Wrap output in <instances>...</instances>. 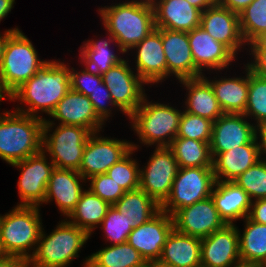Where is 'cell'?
Here are the masks:
<instances>
[{
  "instance_id": "d6a6232c",
  "label": "cell",
  "mask_w": 266,
  "mask_h": 267,
  "mask_svg": "<svg viewBox=\"0 0 266 267\" xmlns=\"http://www.w3.org/2000/svg\"><path fill=\"white\" fill-rule=\"evenodd\" d=\"M135 228L154 217L160 211V205L140 187L125 192V194L113 205Z\"/></svg>"
},
{
  "instance_id": "1f68e13d",
  "label": "cell",
  "mask_w": 266,
  "mask_h": 267,
  "mask_svg": "<svg viewBox=\"0 0 266 267\" xmlns=\"http://www.w3.org/2000/svg\"><path fill=\"white\" fill-rule=\"evenodd\" d=\"M140 253L128 242L107 245L83 259L82 267H143Z\"/></svg>"
},
{
  "instance_id": "9f6ffc18",
  "label": "cell",
  "mask_w": 266,
  "mask_h": 267,
  "mask_svg": "<svg viewBox=\"0 0 266 267\" xmlns=\"http://www.w3.org/2000/svg\"><path fill=\"white\" fill-rule=\"evenodd\" d=\"M8 258L7 255L5 254L3 248H2V245H1V239H0V261L4 260Z\"/></svg>"
},
{
  "instance_id": "ee69618b",
  "label": "cell",
  "mask_w": 266,
  "mask_h": 267,
  "mask_svg": "<svg viewBox=\"0 0 266 267\" xmlns=\"http://www.w3.org/2000/svg\"><path fill=\"white\" fill-rule=\"evenodd\" d=\"M92 102L97 116L106 124L112 116L113 107L120 111L113 103L108 87L103 83L98 84L96 89L88 96Z\"/></svg>"
},
{
  "instance_id": "db71d44e",
  "label": "cell",
  "mask_w": 266,
  "mask_h": 267,
  "mask_svg": "<svg viewBox=\"0 0 266 267\" xmlns=\"http://www.w3.org/2000/svg\"><path fill=\"white\" fill-rule=\"evenodd\" d=\"M0 267H25V264L16 259L6 258L0 261Z\"/></svg>"
},
{
  "instance_id": "8fae6325",
  "label": "cell",
  "mask_w": 266,
  "mask_h": 267,
  "mask_svg": "<svg viewBox=\"0 0 266 267\" xmlns=\"http://www.w3.org/2000/svg\"><path fill=\"white\" fill-rule=\"evenodd\" d=\"M11 166L16 167L20 172L17 182L20 202H17V206L41 208L46 197L47 184L55 168L53 162L41 150Z\"/></svg>"
},
{
  "instance_id": "4dcf8cb0",
  "label": "cell",
  "mask_w": 266,
  "mask_h": 267,
  "mask_svg": "<svg viewBox=\"0 0 266 267\" xmlns=\"http://www.w3.org/2000/svg\"><path fill=\"white\" fill-rule=\"evenodd\" d=\"M111 205L99 196L85 189L75 207L66 218L71 224L85 230L90 236L106 216Z\"/></svg>"
},
{
  "instance_id": "f6af8a7d",
  "label": "cell",
  "mask_w": 266,
  "mask_h": 267,
  "mask_svg": "<svg viewBox=\"0 0 266 267\" xmlns=\"http://www.w3.org/2000/svg\"><path fill=\"white\" fill-rule=\"evenodd\" d=\"M246 51L249 52L247 55H251V61L246 63L249 70L266 79V48H247Z\"/></svg>"
},
{
  "instance_id": "7a4b0ae2",
  "label": "cell",
  "mask_w": 266,
  "mask_h": 267,
  "mask_svg": "<svg viewBox=\"0 0 266 267\" xmlns=\"http://www.w3.org/2000/svg\"><path fill=\"white\" fill-rule=\"evenodd\" d=\"M104 30L115 39L127 55L135 45L148 36L155 27L154 9L151 1L125 0L98 8Z\"/></svg>"
},
{
  "instance_id": "603a6c76",
  "label": "cell",
  "mask_w": 266,
  "mask_h": 267,
  "mask_svg": "<svg viewBox=\"0 0 266 267\" xmlns=\"http://www.w3.org/2000/svg\"><path fill=\"white\" fill-rule=\"evenodd\" d=\"M162 45L167 62V79L199 78L203 74L195 67L188 40V32L162 28Z\"/></svg>"
},
{
  "instance_id": "9c48e42d",
  "label": "cell",
  "mask_w": 266,
  "mask_h": 267,
  "mask_svg": "<svg viewBox=\"0 0 266 267\" xmlns=\"http://www.w3.org/2000/svg\"><path fill=\"white\" fill-rule=\"evenodd\" d=\"M215 183L213 168H178L171 192L160 210L172 216L177 210L210 197Z\"/></svg>"
},
{
  "instance_id": "52a82bcc",
  "label": "cell",
  "mask_w": 266,
  "mask_h": 267,
  "mask_svg": "<svg viewBox=\"0 0 266 267\" xmlns=\"http://www.w3.org/2000/svg\"><path fill=\"white\" fill-rule=\"evenodd\" d=\"M38 55L32 41L21 29L8 37L0 63V93L5 98L49 61L41 60Z\"/></svg>"
},
{
  "instance_id": "ac0fdd59",
  "label": "cell",
  "mask_w": 266,
  "mask_h": 267,
  "mask_svg": "<svg viewBox=\"0 0 266 267\" xmlns=\"http://www.w3.org/2000/svg\"><path fill=\"white\" fill-rule=\"evenodd\" d=\"M133 49V50H132ZM131 50L134 53L133 69L149 85L167 80V62L162 45V28L154 29ZM133 51V52H132Z\"/></svg>"
},
{
  "instance_id": "c3c4849f",
  "label": "cell",
  "mask_w": 266,
  "mask_h": 267,
  "mask_svg": "<svg viewBox=\"0 0 266 267\" xmlns=\"http://www.w3.org/2000/svg\"><path fill=\"white\" fill-rule=\"evenodd\" d=\"M256 139L259 146L260 159L266 161V124L257 126Z\"/></svg>"
},
{
  "instance_id": "4fadbf2b",
  "label": "cell",
  "mask_w": 266,
  "mask_h": 267,
  "mask_svg": "<svg viewBox=\"0 0 266 267\" xmlns=\"http://www.w3.org/2000/svg\"><path fill=\"white\" fill-rule=\"evenodd\" d=\"M100 132L91 133L84 148L78 172L85 180L106 173L132 149L129 140L104 137Z\"/></svg>"
},
{
  "instance_id": "8992f818",
  "label": "cell",
  "mask_w": 266,
  "mask_h": 267,
  "mask_svg": "<svg viewBox=\"0 0 266 267\" xmlns=\"http://www.w3.org/2000/svg\"><path fill=\"white\" fill-rule=\"evenodd\" d=\"M147 97L146 95L142 104L128 117L131 130L138 137L140 146H169L177 137L183 110L176 106L174 108L171 103L149 102Z\"/></svg>"
},
{
  "instance_id": "f5cc1de1",
  "label": "cell",
  "mask_w": 266,
  "mask_h": 267,
  "mask_svg": "<svg viewBox=\"0 0 266 267\" xmlns=\"http://www.w3.org/2000/svg\"><path fill=\"white\" fill-rule=\"evenodd\" d=\"M248 48H266V31L262 32L252 42L247 45Z\"/></svg>"
},
{
  "instance_id": "60d3db41",
  "label": "cell",
  "mask_w": 266,
  "mask_h": 267,
  "mask_svg": "<svg viewBox=\"0 0 266 267\" xmlns=\"http://www.w3.org/2000/svg\"><path fill=\"white\" fill-rule=\"evenodd\" d=\"M213 121L183 110L177 137L210 142Z\"/></svg>"
},
{
  "instance_id": "44dd1931",
  "label": "cell",
  "mask_w": 266,
  "mask_h": 267,
  "mask_svg": "<svg viewBox=\"0 0 266 267\" xmlns=\"http://www.w3.org/2000/svg\"><path fill=\"white\" fill-rule=\"evenodd\" d=\"M200 26L216 41L226 45L237 57L247 49L240 31L239 15L217 3L201 13ZM243 48V49H242Z\"/></svg>"
},
{
  "instance_id": "7dc6e473",
  "label": "cell",
  "mask_w": 266,
  "mask_h": 267,
  "mask_svg": "<svg viewBox=\"0 0 266 267\" xmlns=\"http://www.w3.org/2000/svg\"><path fill=\"white\" fill-rule=\"evenodd\" d=\"M253 1L254 0H217V4L239 15Z\"/></svg>"
},
{
  "instance_id": "5bb4252c",
  "label": "cell",
  "mask_w": 266,
  "mask_h": 267,
  "mask_svg": "<svg viewBox=\"0 0 266 267\" xmlns=\"http://www.w3.org/2000/svg\"><path fill=\"white\" fill-rule=\"evenodd\" d=\"M174 229L182 234L205 238L223 228L226 223L220 217L212 197L177 210L173 215Z\"/></svg>"
},
{
  "instance_id": "74e56055",
  "label": "cell",
  "mask_w": 266,
  "mask_h": 267,
  "mask_svg": "<svg viewBox=\"0 0 266 267\" xmlns=\"http://www.w3.org/2000/svg\"><path fill=\"white\" fill-rule=\"evenodd\" d=\"M240 31L248 45L266 31V0H254L239 14Z\"/></svg>"
},
{
  "instance_id": "277c9868",
  "label": "cell",
  "mask_w": 266,
  "mask_h": 267,
  "mask_svg": "<svg viewBox=\"0 0 266 267\" xmlns=\"http://www.w3.org/2000/svg\"><path fill=\"white\" fill-rule=\"evenodd\" d=\"M40 211L37 206L16 205L1 214L0 239L8 258L26 264L32 257L43 228Z\"/></svg>"
},
{
  "instance_id": "cb8c5ba5",
  "label": "cell",
  "mask_w": 266,
  "mask_h": 267,
  "mask_svg": "<svg viewBox=\"0 0 266 267\" xmlns=\"http://www.w3.org/2000/svg\"><path fill=\"white\" fill-rule=\"evenodd\" d=\"M155 27L189 32L200 26L201 11L186 0H152Z\"/></svg>"
},
{
  "instance_id": "681fc988",
  "label": "cell",
  "mask_w": 266,
  "mask_h": 267,
  "mask_svg": "<svg viewBox=\"0 0 266 267\" xmlns=\"http://www.w3.org/2000/svg\"><path fill=\"white\" fill-rule=\"evenodd\" d=\"M15 0H0V22L5 19L14 8Z\"/></svg>"
},
{
  "instance_id": "ab89813d",
  "label": "cell",
  "mask_w": 266,
  "mask_h": 267,
  "mask_svg": "<svg viewBox=\"0 0 266 267\" xmlns=\"http://www.w3.org/2000/svg\"><path fill=\"white\" fill-rule=\"evenodd\" d=\"M98 228L103 230L104 241H107L110 245L127 242L128 235L133 230L130 226V221L114 206H111L108 210Z\"/></svg>"
},
{
  "instance_id": "91938a15",
  "label": "cell",
  "mask_w": 266,
  "mask_h": 267,
  "mask_svg": "<svg viewBox=\"0 0 266 267\" xmlns=\"http://www.w3.org/2000/svg\"><path fill=\"white\" fill-rule=\"evenodd\" d=\"M157 267H167V266L157 264Z\"/></svg>"
},
{
  "instance_id": "7c38bea8",
  "label": "cell",
  "mask_w": 266,
  "mask_h": 267,
  "mask_svg": "<svg viewBox=\"0 0 266 267\" xmlns=\"http://www.w3.org/2000/svg\"><path fill=\"white\" fill-rule=\"evenodd\" d=\"M152 153L140 167V188L161 205L171 192L179 167L168 146L155 147Z\"/></svg>"
},
{
  "instance_id": "816d5d0a",
  "label": "cell",
  "mask_w": 266,
  "mask_h": 267,
  "mask_svg": "<svg viewBox=\"0 0 266 267\" xmlns=\"http://www.w3.org/2000/svg\"><path fill=\"white\" fill-rule=\"evenodd\" d=\"M20 30V28H18L17 26L14 28H10V29H5V31L2 33L0 32V63L3 57V52H4V47L6 44V41L8 39V37L14 32Z\"/></svg>"
},
{
  "instance_id": "484cf974",
  "label": "cell",
  "mask_w": 266,
  "mask_h": 267,
  "mask_svg": "<svg viewBox=\"0 0 266 267\" xmlns=\"http://www.w3.org/2000/svg\"><path fill=\"white\" fill-rule=\"evenodd\" d=\"M186 89L184 111L215 122L224 114L210 83L202 76L177 81Z\"/></svg>"
},
{
  "instance_id": "3957f363",
  "label": "cell",
  "mask_w": 266,
  "mask_h": 267,
  "mask_svg": "<svg viewBox=\"0 0 266 267\" xmlns=\"http://www.w3.org/2000/svg\"><path fill=\"white\" fill-rule=\"evenodd\" d=\"M1 111V110H0ZM44 119L0 112V159L12 165L42 150Z\"/></svg>"
},
{
  "instance_id": "9a60e30c",
  "label": "cell",
  "mask_w": 266,
  "mask_h": 267,
  "mask_svg": "<svg viewBox=\"0 0 266 267\" xmlns=\"http://www.w3.org/2000/svg\"><path fill=\"white\" fill-rule=\"evenodd\" d=\"M173 229L172 216L160 210L148 222L133 228L127 242L140 253L146 263H157Z\"/></svg>"
},
{
  "instance_id": "f35d334b",
  "label": "cell",
  "mask_w": 266,
  "mask_h": 267,
  "mask_svg": "<svg viewBox=\"0 0 266 267\" xmlns=\"http://www.w3.org/2000/svg\"><path fill=\"white\" fill-rule=\"evenodd\" d=\"M251 201L266 198V161L260 160L248 168L235 181Z\"/></svg>"
},
{
  "instance_id": "d590c367",
  "label": "cell",
  "mask_w": 266,
  "mask_h": 267,
  "mask_svg": "<svg viewBox=\"0 0 266 267\" xmlns=\"http://www.w3.org/2000/svg\"><path fill=\"white\" fill-rule=\"evenodd\" d=\"M131 146L132 149L106 172L125 192L140 187V164L132 158L140 146L132 141Z\"/></svg>"
},
{
  "instance_id": "83f0119b",
  "label": "cell",
  "mask_w": 266,
  "mask_h": 267,
  "mask_svg": "<svg viewBox=\"0 0 266 267\" xmlns=\"http://www.w3.org/2000/svg\"><path fill=\"white\" fill-rule=\"evenodd\" d=\"M157 264L167 267H201V239L173 229Z\"/></svg>"
},
{
  "instance_id": "6da1fadb",
  "label": "cell",
  "mask_w": 266,
  "mask_h": 267,
  "mask_svg": "<svg viewBox=\"0 0 266 267\" xmlns=\"http://www.w3.org/2000/svg\"><path fill=\"white\" fill-rule=\"evenodd\" d=\"M70 89L69 63L66 64L60 59H52L7 99L20 103L16 105V108L14 107L15 111L45 119L44 113L49 117Z\"/></svg>"
},
{
  "instance_id": "11a10c76",
  "label": "cell",
  "mask_w": 266,
  "mask_h": 267,
  "mask_svg": "<svg viewBox=\"0 0 266 267\" xmlns=\"http://www.w3.org/2000/svg\"><path fill=\"white\" fill-rule=\"evenodd\" d=\"M232 267H264V266L258 263H251L240 260L239 262L235 263Z\"/></svg>"
},
{
  "instance_id": "7bdbcfd3",
  "label": "cell",
  "mask_w": 266,
  "mask_h": 267,
  "mask_svg": "<svg viewBox=\"0 0 266 267\" xmlns=\"http://www.w3.org/2000/svg\"><path fill=\"white\" fill-rule=\"evenodd\" d=\"M77 70L70 66L71 89L88 97L102 82V75L86 67Z\"/></svg>"
},
{
  "instance_id": "d6986e66",
  "label": "cell",
  "mask_w": 266,
  "mask_h": 267,
  "mask_svg": "<svg viewBox=\"0 0 266 267\" xmlns=\"http://www.w3.org/2000/svg\"><path fill=\"white\" fill-rule=\"evenodd\" d=\"M57 121L58 124L86 128L90 133L104 132L106 125L95 113L89 97L72 89L58 102L49 118L44 119V123L57 124Z\"/></svg>"
},
{
  "instance_id": "ba28073f",
  "label": "cell",
  "mask_w": 266,
  "mask_h": 267,
  "mask_svg": "<svg viewBox=\"0 0 266 267\" xmlns=\"http://www.w3.org/2000/svg\"><path fill=\"white\" fill-rule=\"evenodd\" d=\"M90 134L80 126L44 123L42 151L56 168L78 171Z\"/></svg>"
},
{
  "instance_id": "5b68a950",
  "label": "cell",
  "mask_w": 266,
  "mask_h": 267,
  "mask_svg": "<svg viewBox=\"0 0 266 267\" xmlns=\"http://www.w3.org/2000/svg\"><path fill=\"white\" fill-rule=\"evenodd\" d=\"M91 236L83 229L62 219L46 233L41 230L36 250L25 267H68L73 259L79 258V252Z\"/></svg>"
},
{
  "instance_id": "ffe728a7",
  "label": "cell",
  "mask_w": 266,
  "mask_h": 267,
  "mask_svg": "<svg viewBox=\"0 0 266 267\" xmlns=\"http://www.w3.org/2000/svg\"><path fill=\"white\" fill-rule=\"evenodd\" d=\"M240 260L236 224H226L201 239V267H232Z\"/></svg>"
},
{
  "instance_id": "680465c9",
  "label": "cell",
  "mask_w": 266,
  "mask_h": 267,
  "mask_svg": "<svg viewBox=\"0 0 266 267\" xmlns=\"http://www.w3.org/2000/svg\"><path fill=\"white\" fill-rule=\"evenodd\" d=\"M5 99H7V98H5V97L0 93V104H1V102H3V100H5Z\"/></svg>"
},
{
  "instance_id": "836d02e7",
  "label": "cell",
  "mask_w": 266,
  "mask_h": 267,
  "mask_svg": "<svg viewBox=\"0 0 266 267\" xmlns=\"http://www.w3.org/2000/svg\"><path fill=\"white\" fill-rule=\"evenodd\" d=\"M242 221L245 224L243 231L237 226L241 261L266 266V225L256 223L249 217Z\"/></svg>"
},
{
  "instance_id": "bcb514c9",
  "label": "cell",
  "mask_w": 266,
  "mask_h": 267,
  "mask_svg": "<svg viewBox=\"0 0 266 267\" xmlns=\"http://www.w3.org/2000/svg\"><path fill=\"white\" fill-rule=\"evenodd\" d=\"M248 217L256 223L266 225V198L251 202V208Z\"/></svg>"
},
{
  "instance_id": "b9f144b4",
  "label": "cell",
  "mask_w": 266,
  "mask_h": 267,
  "mask_svg": "<svg viewBox=\"0 0 266 267\" xmlns=\"http://www.w3.org/2000/svg\"><path fill=\"white\" fill-rule=\"evenodd\" d=\"M86 181L90 182L87 189L111 206L125 194V191L106 173L92 176Z\"/></svg>"
},
{
  "instance_id": "f907efd6",
  "label": "cell",
  "mask_w": 266,
  "mask_h": 267,
  "mask_svg": "<svg viewBox=\"0 0 266 267\" xmlns=\"http://www.w3.org/2000/svg\"><path fill=\"white\" fill-rule=\"evenodd\" d=\"M193 7L199 9L201 12L205 11L207 8L214 6L217 0H186Z\"/></svg>"
},
{
  "instance_id": "e0dca14e",
  "label": "cell",
  "mask_w": 266,
  "mask_h": 267,
  "mask_svg": "<svg viewBox=\"0 0 266 267\" xmlns=\"http://www.w3.org/2000/svg\"><path fill=\"white\" fill-rule=\"evenodd\" d=\"M244 114L224 113L213 122L210 151L214 159L249 142H257V127Z\"/></svg>"
},
{
  "instance_id": "30bf717a",
  "label": "cell",
  "mask_w": 266,
  "mask_h": 267,
  "mask_svg": "<svg viewBox=\"0 0 266 267\" xmlns=\"http://www.w3.org/2000/svg\"><path fill=\"white\" fill-rule=\"evenodd\" d=\"M107 72L102 74V81L108 87L114 105L127 118L142 104L145 85L148 84L129 65L126 56Z\"/></svg>"
},
{
  "instance_id": "6f0895ef",
  "label": "cell",
  "mask_w": 266,
  "mask_h": 267,
  "mask_svg": "<svg viewBox=\"0 0 266 267\" xmlns=\"http://www.w3.org/2000/svg\"><path fill=\"white\" fill-rule=\"evenodd\" d=\"M143 267H157V263H146Z\"/></svg>"
},
{
  "instance_id": "8d00e7d4",
  "label": "cell",
  "mask_w": 266,
  "mask_h": 267,
  "mask_svg": "<svg viewBox=\"0 0 266 267\" xmlns=\"http://www.w3.org/2000/svg\"><path fill=\"white\" fill-rule=\"evenodd\" d=\"M244 115L257 127L266 124V79L249 70V91Z\"/></svg>"
},
{
  "instance_id": "e575fe53",
  "label": "cell",
  "mask_w": 266,
  "mask_h": 267,
  "mask_svg": "<svg viewBox=\"0 0 266 267\" xmlns=\"http://www.w3.org/2000/svg\"><path fill=\"white\" fill-rule=\"evenodd\" d=\"M168 147L171 149L179 168H213L210 142L176 137Z\"/></svg>"
},
{
  "instance_id": "f546056e",
  "label": "cell",
  "mask_w": 266,
  "mask_h": 267,
  "mask_svg": "<svg viewBox=\"0 0 266 267\" xmlns=\"http://www.w3.org/2000/svg\"><path fill=\"white\" fill-rule=\"evenodd\" d=\"M107 33L108 39H105L104 37L103 39H100V37H98L99 39L96 40L92 38L83 41V44L78 51L80 52L78 59L81 65L101 75L124 59L118 54L125 55L119 48L114 37L109 32ZM112 46L117 47L116 52L118 54L115 53V50H112Z\"/></svg>"
},
{
  "instance_id": "7402d4cb",
  "label": "cell",
  "mask_w": 266,
  "mask_h": 267,
  "mask_svg": "<svg viewBox=\"0 0 266 267\" xmlns=\"http://www.w3.org/2000/svg\"><path fill=\"white\" fill-rule=\"evenodd\" d=\"M82 182V183H81ZM82 175L75 170L54 168L46 188L43 204L55 201L61 216L65 219L75 209L82 192L87 186Z\"/></svg>"
},
{
  "instance_id": "d4e9b609",
  "label": "cell",
  "mask_w": 266,
  "mask_h": 267,
  "mask_svg": "<svg viewBox=\"0 0 266 267\" xmlns=\"http://www.w3.org/2000/svg\"><path fill=\"white\" fill-rule=\"evenodd\" d=\"M244 76L203 77L212 86L215 97L224 113L244 114L249 91V68L244 64ZM243 76V77H242ZM220 77V78H219ZM228 77V78H227ZM210 78V79H209Z\"/></svg>"
},
{
  "instance_id": "4316f807",
  "label": "cell",
  "mask_w": 266,
  "mask_h": 267,
  "mask_svg": "<svg viewBox=\"0 0 266 267\" xmlns=\"http://www.w3.org/2000/svg\"><path fill=\"white\" fill-rule=\"evenodd\" d=\"M211 197L226 224H235L236 221L248 217L252 201L236 183L216 181Z\"/></svg>"
},
{
  "instance_id": "2e32d148",
  "label": "cell",
  "mask_w": 266,
  "mask_h": 267,
  "mask_svg": "<svg viewBox=\"0 0 266 267\" xmlns=\"http://www.w3.org/2000/svg\"><path fill=\"white\" fill-rule=\"evenodd\" d=\"M188 40L195 67L202 74L207 71L222 74L220 71L228 70L232 62L237 60V56L226 45L216 41L201 26L188 32Z\"/></svg>"
},
{
  "instance_id": "f1b7e54d",
  "label": "cell",
  "mask_w": 266,
  "mask_h": 267,
  "mask_svg": "<svg viewBox=\"0 0 266 267\" xmlns=\"http://www.w3.org/2000/svg\"><path fill=\"white\" fill-rule=\"evenodd\" d=\"M260 160L258 142H249L230 151L219 153L213 159L216 181L234 182Z\"/></svg>"
}]
</instances>
